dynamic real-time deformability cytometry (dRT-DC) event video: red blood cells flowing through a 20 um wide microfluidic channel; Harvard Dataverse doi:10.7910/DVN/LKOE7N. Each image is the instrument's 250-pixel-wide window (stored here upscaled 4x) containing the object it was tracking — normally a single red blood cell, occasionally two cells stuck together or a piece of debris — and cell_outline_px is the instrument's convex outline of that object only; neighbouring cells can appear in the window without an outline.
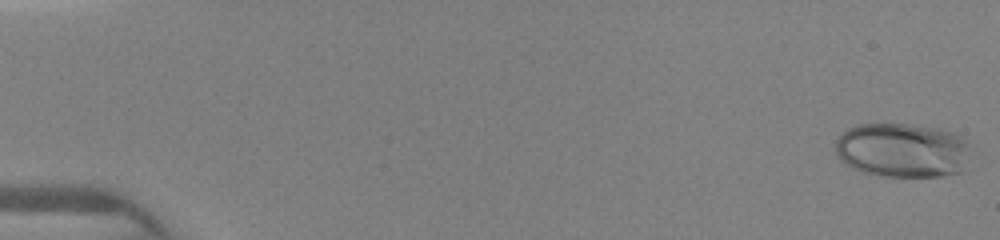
{"species": "human", "species_latin": "Homo sapiens", "temperature_condition": "warm", "stored_images_in_passage": 27, "camera_frame_rate_fps": 3000, "um_per_image_px": 0.085, "donor": {"sex": "female"}, "frame": {"image": 1, "passage_image": 1, "time_ms": 0.0, "image_size_px": [1000, 240], "cell_outline_px": [[976, 156], [964, 172], [944, 176], [884, 176], [864, 172], [852, 168], [844, 164], [836, 156], [836, 140], [848, 128], [856, 124], [908, 124], [940, 128], [952, 132], [968, 140], [976, 152]], "centroid_in_image_um": [76.85, 12.78], "position_along_channel_um": 8.1, "area_um2": 44.33}}
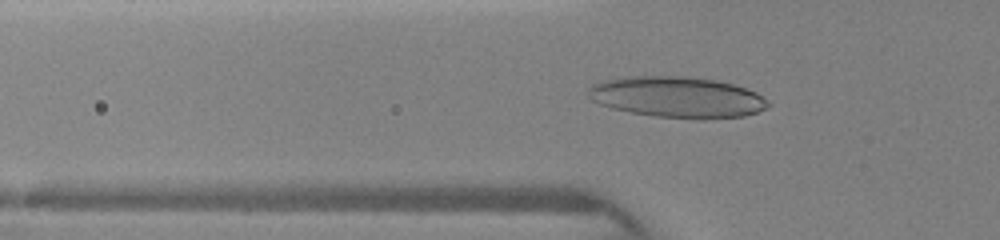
{"frame": {"image": 2, "passage_image": 21, "time_ms": 5.0, "image_size_px": [1000, 240], "cell_outline_px": [[772, 104], [768, 108], [744, 116], [704, 120], [700, 120], [656, 116], [632, 112], [612, 108], [600, 104], [592, 100], [588, 96], [588, 88], [592, 84], [604, 80], [632, 76], [684, 76], [716, 80], [732, 84], [756, 92], [768, 100]], "centroid_in_image_um": [57.6, 8.27], "position_along_channel_um": 68.2, "area_um2": 43.18}}